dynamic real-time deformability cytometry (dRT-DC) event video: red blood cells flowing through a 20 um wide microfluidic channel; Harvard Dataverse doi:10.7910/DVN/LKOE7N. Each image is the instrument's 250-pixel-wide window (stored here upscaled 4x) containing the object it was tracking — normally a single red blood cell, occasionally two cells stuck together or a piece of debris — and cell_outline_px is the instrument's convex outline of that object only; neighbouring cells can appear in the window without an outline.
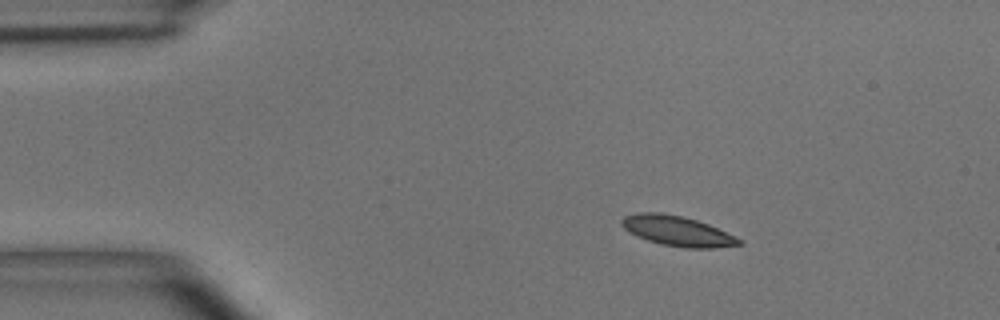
{"species": "common noctule bat (a hibernating species)", "species_latin": "Nyctalus noctula", "temperature_condition": "room temperature", "stored_images_in_passage": 7, "camera_frame_rate_fps": 3000, "um_per_image_px": 0.085, "animal": {"sex": "male", "body_mass_g": 15.6}, "frame": {"image": 1, "passage_image": 1, "time_ms": 0.0, "image_size_px": [1000, 320], "cell_outline_px": [[744, 244], [712, 248], [684, 248], [660, 244], [648, 240], [628, 232], [620, 224], [620, 220], [624, 216], [636, 212], [660, 212], [680, 216], [696, 220], [708, 224], [744, 240]], "centroid_in_image_um": [57.56, 19.63], "position_along_channel_um": 27.4, "area_um2": 20.63}}
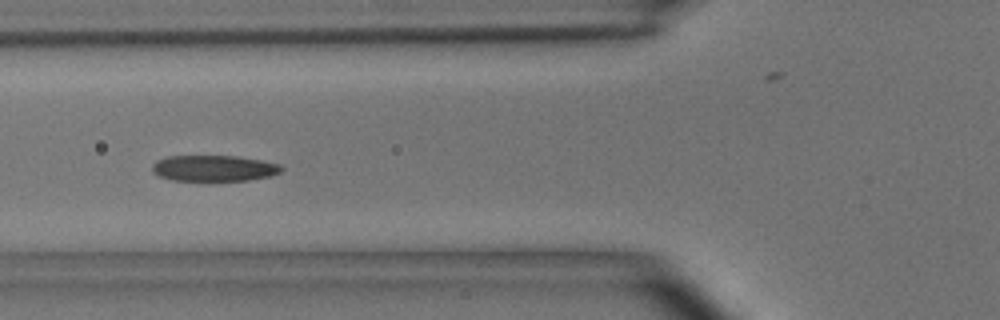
{"frame": {"image": 2, "passage_image": 4, "time_ms": 3.667, "image_size_px": [1000, 320], "cell_outline_px": [[284, 168], [280, 172], [272, 176], [248, 180], [172, 180], [160, 176], [152, 172], [152, 164], [156, 160], [168, 156], [236, 156], [260, 160], [280, 164]], "centroid_in_image_um": [18.19, 14.29], "position_along_channel_um": 107.6, "area_um2": 19.54}}